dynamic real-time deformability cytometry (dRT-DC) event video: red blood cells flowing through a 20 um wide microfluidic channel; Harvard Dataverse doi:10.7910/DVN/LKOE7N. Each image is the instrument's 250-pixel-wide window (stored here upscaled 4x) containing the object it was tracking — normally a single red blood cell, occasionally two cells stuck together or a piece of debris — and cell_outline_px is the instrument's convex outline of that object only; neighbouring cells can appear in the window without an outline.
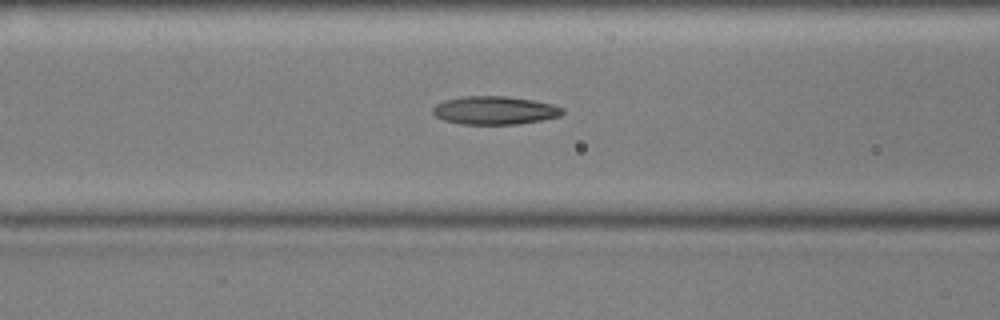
{"species": "common noctule bat (a hibernating species)", "species_latin": "Nyctalus noctula", "temperature_condition": "cold", "stored_images_in_passage": 50, "camera_frame_rate_fps": 3000, "um_per_image_px": 0.085, "animal": {"sex": "male", "body_mass_g": 17.9, "forearm_length_mm": 54.2}, "frame": {"image": 1, "passage_image": 21, "time_ms": 6.667, "image_size_px": [1000, 320], "cell_outline_px": [[564, 112], [560, 116], [540, 120], [516, 124], [460, 124], [444, 120], [436, 116], [432, 112], [432, 108], [436, 104], [444, 100], [460, 96], [504, 96], [532, 100], [552, 104], [564, 108]], "centroid_in_image_um": [42.02, 9.37], "position_along_channel_um": 124.6, "area_um2": 21.33}}
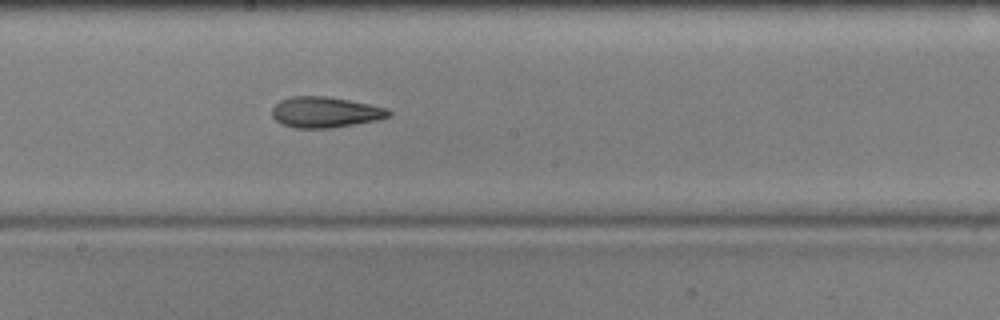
{"frame": {"image": 2, "passage_image": 29, "time_ms": 9.333, "image_size_px": [1000, 320], "cell_outline_px": [[392, 112], [388, 116], [376, 120], [328, 128], [296, 128], [284, 124], [276, 120], [272, 116], [272, 108], [280, 100], [292, 96], [328, 96], [388, 108]], "centroid_in_image_um": [27.62, 9.52], "position_along_channel_um": 220.6, "area_um2": 20.63}}
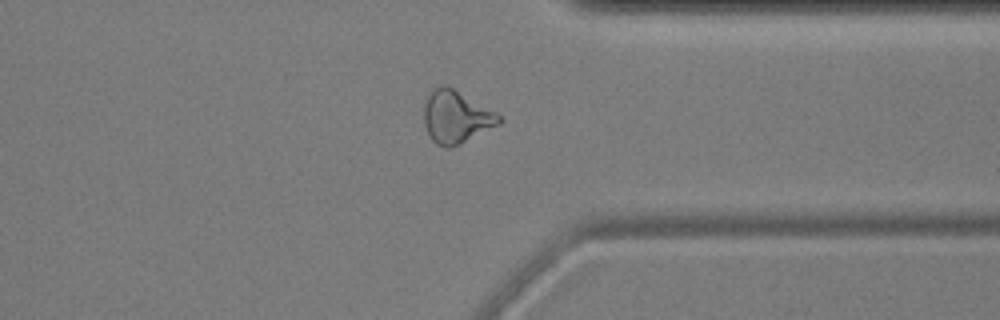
{"frame": {"image": 3, "passage_image": 42, "time_ms": 13.667, "image_size_px": [1000, 320], "cell_outline_px": [[504, 120], [500, 124], [452, 148], [448, 148], [436, 144], [428, 136], [424, 124], [424, 104], [432, 88], [440, 84], [448, 84], [496, 112]], "centroid_in_image_um": [38.76, 9.92], "position_along_channel_um": 372.6, "area_um2": 23.41}}